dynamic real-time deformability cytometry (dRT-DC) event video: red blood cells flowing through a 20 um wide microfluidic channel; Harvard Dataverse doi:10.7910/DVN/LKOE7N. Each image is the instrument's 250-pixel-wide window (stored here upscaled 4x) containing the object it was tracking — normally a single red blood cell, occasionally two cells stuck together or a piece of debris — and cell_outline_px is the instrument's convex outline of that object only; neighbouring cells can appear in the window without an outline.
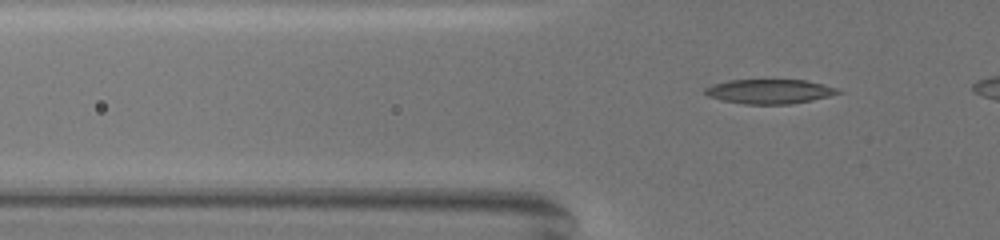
{"species": "common noctule bat (a hibernating species)", "species_latin": "Nyctalus noctula", "temperature_condition": "warm", "stored_images_in_passage": 42, "camera_frame_rate_fps": 3000, "um_per_image_px": 0.085, "animal": {"sex": "female", "body_mass_g": 19.5, "forearm_length_mm": 54.1}, "frame": {"image": 1, "passage_image": 4, "time_ms": 1.0, "image_size_px": [1000, 240], "cell_outline_px": [[840, 92], [828, 96], [812, 100], [788, 104], [744, 104], [724, 100], [708, 96], [704, 92], [704, 88], [712, 84], [728, 80], [804, 80], [836, 88]], "centroid_in_image_um": [65.34, 7.77], "position_along_channel_um": 60.5, "area_um2": 18.61}}
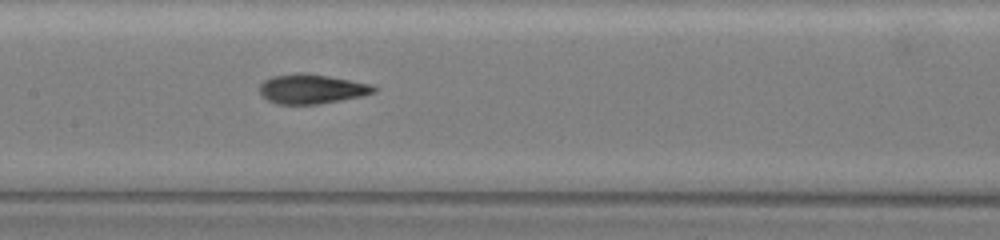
{"frame": {"image": 2, "passage_image": 17, "time_ms": 5.333, "image_size_px": [1000, 240], "cell_outline_px": [[376, 88], [372, 92], [360, 96], [320, 104], [276, 104], [260, 96], [260, 84], [264, 80], [272, 76], [296, 72], [304, 72], [328, 76], [368, 84]], "centroid_in_image_um": [26.38, 7.56], "position_along_channel_um": 181.0, "area_um2": 19.48}}
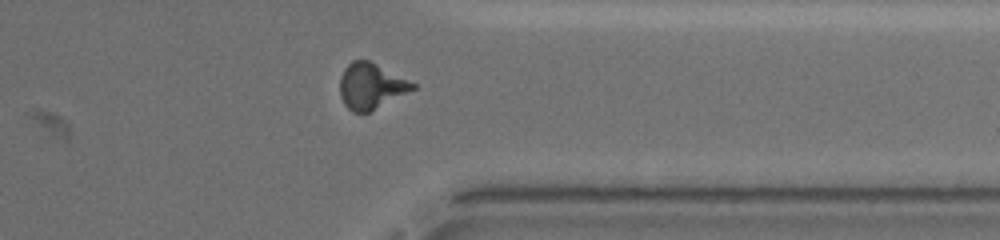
{"frame": {"image": 3, "passage_image": 37, "time_ms": 12.0, "image_size_px": [1000, 240], "cell_outline_px": [[416, 88], [368, 112], [352, 112], [344, 104], [340, 96], [340, 76], [344, 68], [352, 60], [368, 60], [416, 84]], "centroid_in_image_um": [31.49, 7.31], "position_along_channel_um": 379.9, "area_um2": 19.07}}